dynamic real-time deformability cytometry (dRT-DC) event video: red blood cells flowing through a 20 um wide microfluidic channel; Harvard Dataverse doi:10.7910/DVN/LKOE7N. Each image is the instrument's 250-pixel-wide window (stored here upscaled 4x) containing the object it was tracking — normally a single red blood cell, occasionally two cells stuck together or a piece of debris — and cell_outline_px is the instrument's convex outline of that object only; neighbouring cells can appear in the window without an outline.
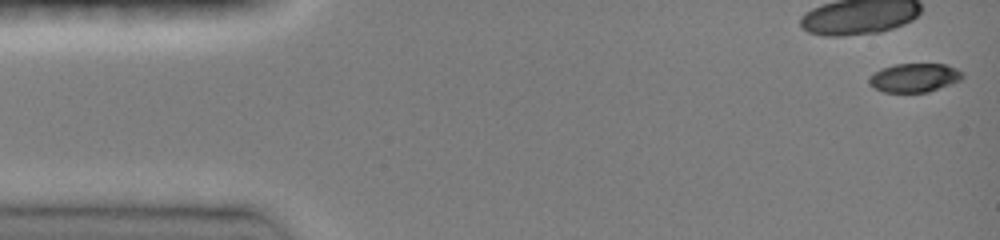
{"species": "common noctule bat (a hibernating species)", "species_latin": "Nyctalus noctula", "temperature_condition": "room temperature", "stored_images_in_passage": 13, "camera_frame_rate_fps": 3000, "um_per_image_px": 0.085, "animal": {"sex": "female", "body_mass_g": 19.0, "forearm_length_mm": 51.5}, "frame": {"image": 1, "passage_image": 1, "time_ms": 0.0, "image_size_px": [1000, 240], "cell_outline_px": [[964, 76], [960, 80], [928, 92], [884, 92], [868, 84], [868, 76], [880, 68], [896, 64], [944, 64], [956, 68], [964, 72]], "centroid_in_image_um": [77.7, 6.6], "position_along_channel_um": 7.3, "area_um2": 15.72}}